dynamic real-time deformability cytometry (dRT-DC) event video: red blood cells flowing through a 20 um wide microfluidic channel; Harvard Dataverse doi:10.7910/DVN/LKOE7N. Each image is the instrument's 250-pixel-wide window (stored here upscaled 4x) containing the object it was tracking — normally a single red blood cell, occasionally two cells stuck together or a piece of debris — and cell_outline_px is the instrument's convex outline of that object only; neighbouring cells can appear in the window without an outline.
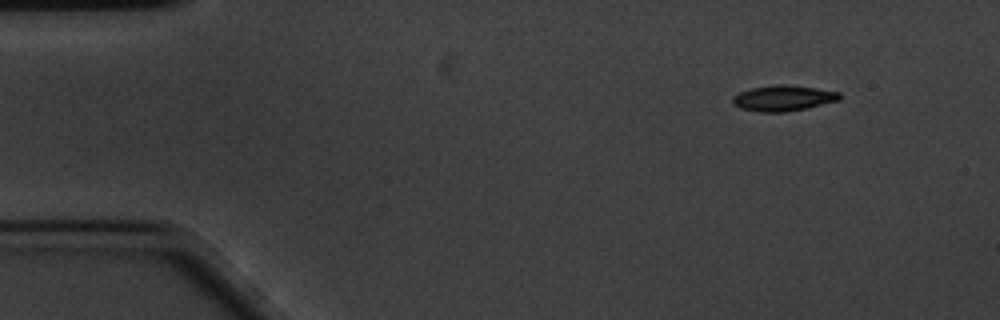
{"species": "common noctule bat (a hibernating species)", "species_latin": "Nyctalus noctula", "temperature_condition": "cold", "stored_images_in_passage": 12, "camera_frame_rate_fps": 3000, "um_per_image_px": 0.085, "animal": {"sex": "male", "body_mass_g": 20.1, "forearm_length_mm": 53.5}, "frame": {"image": 1, "passage_image": 1, "time_ms": 0.0, "image_size_px": [1000, 320], "cell_outline_px": [[840, 100], [808, 108], [788, 112], [760, 112], [740, 108], [732, 104], [732, 96], [740, 92], [752, 88], [776, 84], [784, 84], [816, 88], [840, 92]], "centroid_in_image_um": [66.57, 8.35], "position_along_channel_um": 18.4, "area_um2": 16.13}}